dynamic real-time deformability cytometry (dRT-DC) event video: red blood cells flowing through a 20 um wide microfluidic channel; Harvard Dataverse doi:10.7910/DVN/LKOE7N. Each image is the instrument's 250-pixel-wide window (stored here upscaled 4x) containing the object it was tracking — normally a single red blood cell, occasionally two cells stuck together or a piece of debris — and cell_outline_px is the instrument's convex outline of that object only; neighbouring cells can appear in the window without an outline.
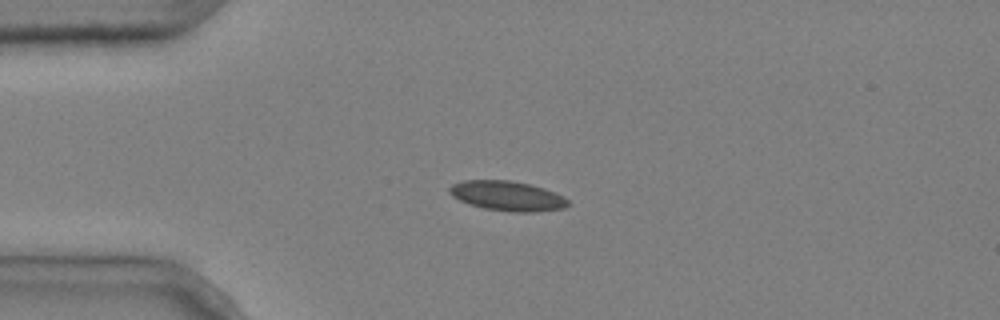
{"species": "common noctule bat (a hibernating species)", "species_latin": "Nyctalus noctula", "temperature_condition": "cold", "stored_images_in_passage": 2, "camera_frame_rate_fps": 3000, "um_per_image_px": 0.085, "animal": {"sex": "male", "body_mass_g": 20.4}, "frame": {"image": 1, "passage_image": 1, "time_ms": 0.0, "image_size_px": [1000, 320], "cell_outline_px": [[572, 204], [564, 208], [536, 212], [512, 212], [484, 208], [468, 204], [452, 196], [448, 192], [448, 188], [452, 184], [464, 180], [508, 180], [528, 184], [544, 188], [556, 192], [564, 196]], "centroid_in_image_um": [43.14, 16.66], "position_along_channel_um": 41.9, "area_um2": 20.75}}